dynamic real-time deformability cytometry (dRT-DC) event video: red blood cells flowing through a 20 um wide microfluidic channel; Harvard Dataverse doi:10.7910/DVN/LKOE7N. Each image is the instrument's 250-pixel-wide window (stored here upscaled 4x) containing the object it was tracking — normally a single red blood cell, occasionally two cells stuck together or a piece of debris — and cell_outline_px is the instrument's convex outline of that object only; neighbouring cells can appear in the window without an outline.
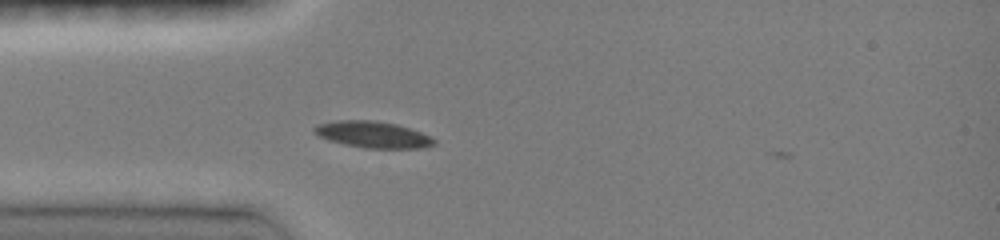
{"species": "common noctule bat (a hibernating species)", "species_latin": "Nyctalus noctula", "temperature_condition": "room temperature", "stored_images_in_passage": 32, "camera_frame_rate_fps": 3000, "um_per_image_px": 0.085, "animal": {"sex": "female", "body_mass_g": 19.0, "forearm_length_mm": 51.5}, "frame": {"image": 1, "passage_image": 3, "time_ms": 0.667, "image_size_px": [1000, 240], "cell_outline_px": [[436, 144], [424, 148], [364, 148], [344, 144], [328, 140], [312, 132], [312, 128], [316, 124], [336, 120], [376, 120], [396, 124], [432, 136], [436, 140]], "centroid_in_image_um": [31.68, 11.43], "position_along_channel_um": 53.3, "area_um2": 18.67}}
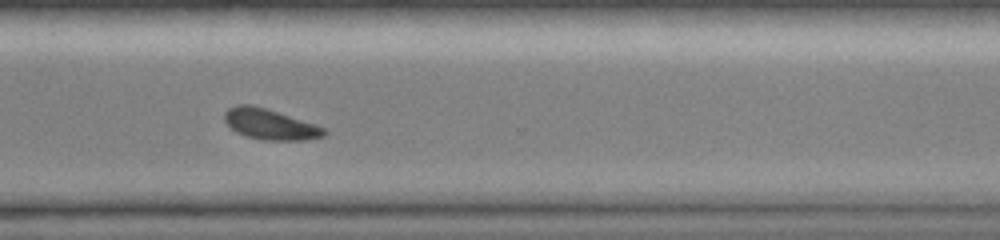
{"frame": {"image": 2, "passage_image": 22, "time_ms": 8.0, "image_size_px": [1000, 240], "cell_outline_px": [[328, 132], [324, 136], [304, 140], [264, 140], [248, 136], [236, 132], [224, 120], [224, 112], [228, 108], [236, 104], [252, 104], [316, 124], [324, 128]], "centroid_in_image_um": [22.95, 10.55], "position_along_channel_um": 347.7, "area_um2": 17.69}}
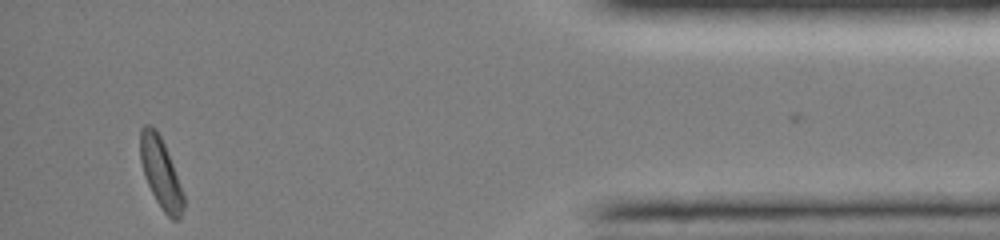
{"frame": {"image": 3, "passage_image": 31, "time_ms": 11.0, "image_size_px": [1000, 240], "cell_outline_px": [[184, 208], [180, 216], [176, 220], [172, 220], [160, 208], [144, 176], [140, 160], [140, 128], [144, 124], [148, 124], [156, 128], [164, 144], [172, 164], [184, 196]], "centroid_in_image_um": [13.63, 14.68], "position_along_channel_um": 421.6, "area_um2": 17.51}, "authors_computed_cell_mechanics": {"area_um2": 18.2359, "velocity_mm_per_s": 4.0503, "shape_relaxation_time_tau1_ms": 1.1317, "shape_relaxation_time_tau2_ms": null, "deformation_change_tau1": 0.0864, "deformation_change_tau2": null}}